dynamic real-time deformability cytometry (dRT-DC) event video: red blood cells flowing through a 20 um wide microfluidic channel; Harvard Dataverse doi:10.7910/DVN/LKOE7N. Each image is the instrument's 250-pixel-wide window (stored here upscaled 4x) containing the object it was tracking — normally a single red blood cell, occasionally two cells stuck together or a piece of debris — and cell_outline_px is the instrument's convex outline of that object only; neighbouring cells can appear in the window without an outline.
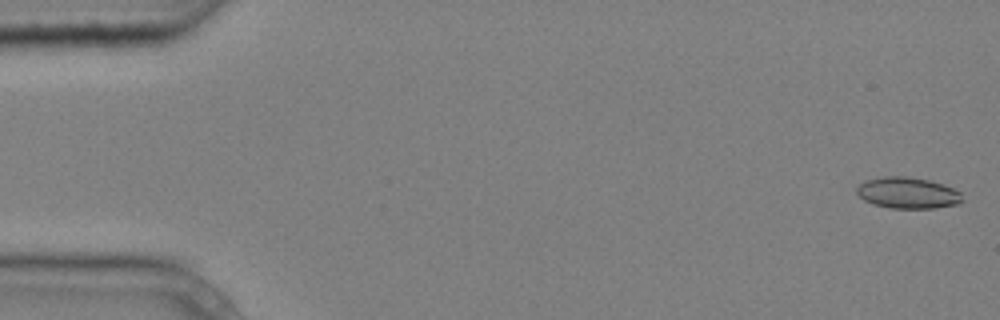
{"species": "common noctule bat (a hibernating species)", "species_latin": "Nyctalus noctula", "temperature_condition": "cold", "stored_images_in_passage": 5, "camera_frame_rate_fps": 3000, "um_per_image_px": 0.085, "animal": {"sex": "male", "body_mass_g": 20.4}, "frame": {"image": 1, "passage_image": 1, "time_ms": 0.0, "image_size_px": [1000, 320], "cell_outline_px": [[964, 200], [960, 204], [936, 208], [892, 208], [872, 204], [864, 200], [856, 192], [856, 188], [864, 180], [884, 176], [908, 176], [928, 180], [944, 184], [960, 192]], "centroid_in_image_um": [77.17, 16.39], "position_along_channel_um": 7.8, "area_um2": 19.42}}
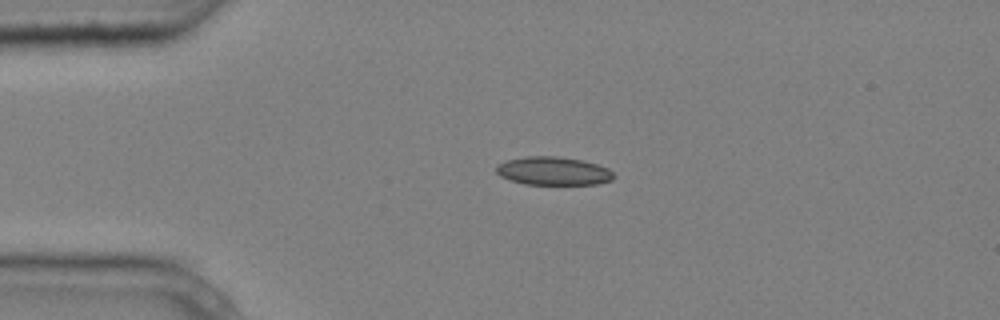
{"frame": {"image": 2, "passage_image": 4, "time_ms": 1.0, "image_size_px": [1000, 320], "cell_outline_px": [[616, 176], [612, 180], [596, 184], [524, 184], [500, 176], [496, 172], [496, 164], [508, 160], [524, 156], [560, 156], [580, 160], [596, 164], [608, 168]], "centroid_in_image_um": [47.02, 14.53], "position_along_channel_um": 38.0, "area_um2": 19.36}}